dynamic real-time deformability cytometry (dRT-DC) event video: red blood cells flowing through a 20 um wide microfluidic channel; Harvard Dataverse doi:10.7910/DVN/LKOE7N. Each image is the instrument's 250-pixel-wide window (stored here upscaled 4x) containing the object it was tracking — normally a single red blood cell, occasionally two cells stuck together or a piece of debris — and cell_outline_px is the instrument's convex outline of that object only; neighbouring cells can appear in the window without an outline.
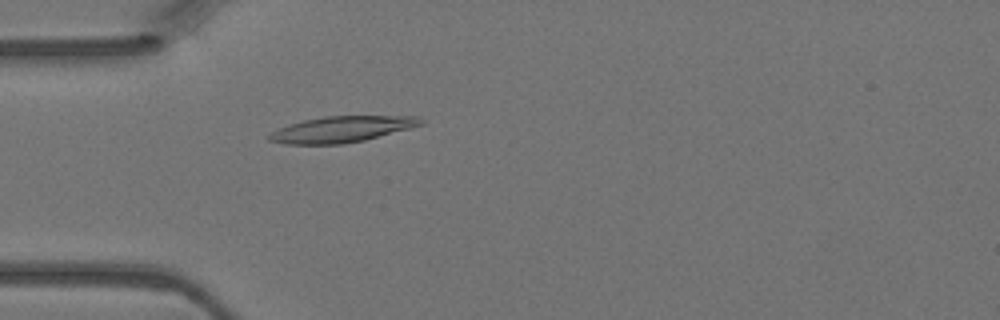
{"species": "Egyptian fruit bat (a non-hibernating species)", "species_latin": "Rousettus aegyptiacus", "temperature_condition": "warm", "stored_images_in_passage": 3, "camera_frame_rate_fps": 3000, "um_per_image_px": 0.085, "animal": {"sex": "female"}, "frame": {"image": 1, "passage_image": 3, "time_ms": 0.667, "image_size_px": [1000, 320], "cell_outline_px": [[424, 124], [364, 140], [344, 144], [288, 144], [268, 140], [268, 136], [276, 128], [304, 120], [324, 116], [416, 116], [424, 120]], "centroid_in_image_um": [29.03, 10.98], "position_along_channel_um": 56.0, "area_um2": 22.83}}